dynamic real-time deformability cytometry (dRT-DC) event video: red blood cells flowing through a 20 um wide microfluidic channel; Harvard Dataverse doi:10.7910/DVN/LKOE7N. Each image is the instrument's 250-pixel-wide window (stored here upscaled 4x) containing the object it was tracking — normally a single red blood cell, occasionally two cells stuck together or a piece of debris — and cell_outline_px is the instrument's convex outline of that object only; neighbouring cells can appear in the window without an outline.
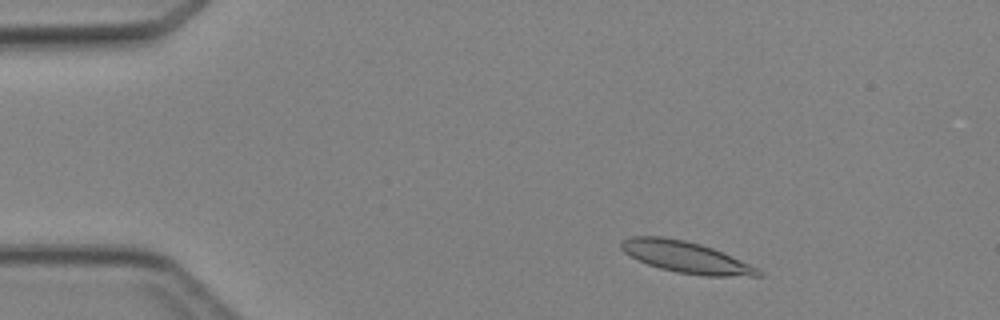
{"species": "Egyptian fruit bat (a non-hibernating species)", "species_latin": "Rousettus aegyptiacus", "temperature_condition": "cold", "stored_images_in_passage": 5, "camera_frame_rate_fps": 3000, "um_per_image_px": 0.085, "animal": {"sex": "female"}, "frame": {"image": 1, "passage_image": 2, "time_ms": 1.333, "image_size_px": [1000, 320], "cell_outline_px": [[764, 276], [704, 276], [676, 272], [660, 268], [648, 264], [624, 252], [620, 248], [620, 240], [628, 236], [660, 236], [684, 240], [700, 244], [712, 248], [732, 256], [760, 268], [764, 272]], "centroid_in_image_um": [58.33, 21.86], "position_along_channel_um": 26.7, "area_um2": 25.2}}
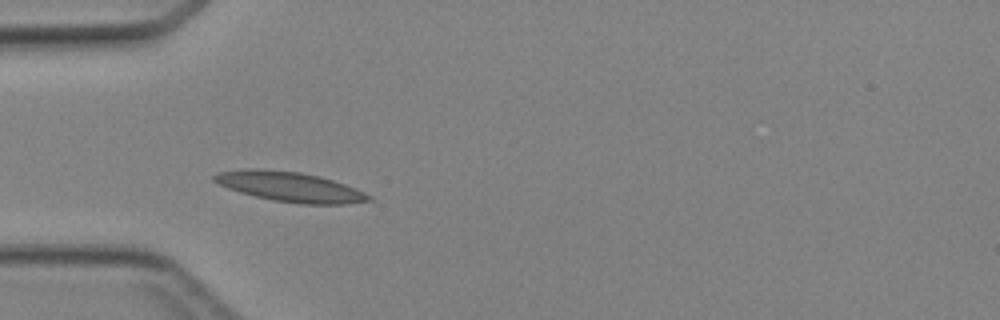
{"frame": {"image": 2, "passage_image": 4, "time_ms": 3.667, "image_size_px": [1000, 320], "cell_outline_px": [[372, 200], [348, 204], [300, 204], [272, 200], [240, 192], [228, 188], [212, 180], [212, 176], [216, 172], [248, 168], [256, 168], [300, 172], [320, 176], [356, 188], [372, 196]], "centroid_in_image_um": [24.64, 15.87], "position_along_channel_um": 60.4, "area_um2": 26.93}}
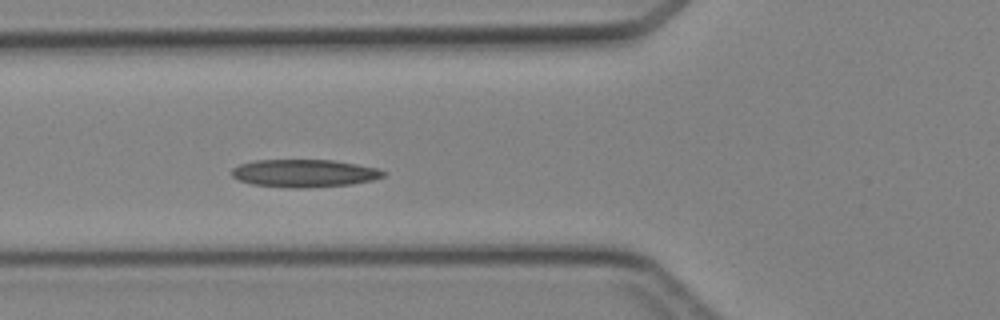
{"frame": {"image": 3, "passage_image": 5, "time_ms": 4.667, "image_size_px": [1000, 320], "cell_outline_px": [[388, 172], [384, 176], [372, 180], [352, 184], [304, 188], [292, 188], [252, 184], [240, 180], [232, 176], [232, 168], [240, 164], [256, 160], [332, 160], [356, 164], [376, 168]], "centroid_in_image_um": [25.87, 14.73], "position_along_channel_um": 99.9, "area_um2": 24.39}}